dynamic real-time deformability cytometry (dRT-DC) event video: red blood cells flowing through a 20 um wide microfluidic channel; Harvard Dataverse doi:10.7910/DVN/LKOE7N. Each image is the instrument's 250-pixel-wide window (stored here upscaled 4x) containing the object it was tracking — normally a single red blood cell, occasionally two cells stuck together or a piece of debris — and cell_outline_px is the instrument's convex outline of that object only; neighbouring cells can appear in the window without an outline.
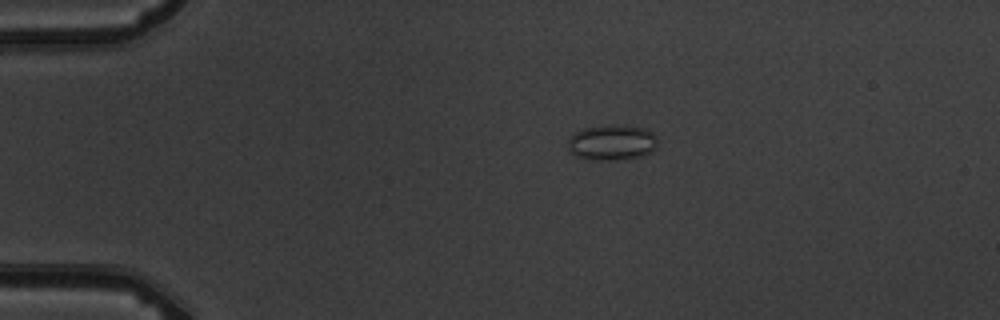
{"species": "common noctule bat (a hibernating species)", "species_latin": "Nyctalus noctula", "temperature_condition": "warm", "stored_images_in_passage": 5, "camera_frame_rate_fps": 3000, "um_per_image_px": 0.085, "animal": {"sex": "male", "body_mass_g": 19.5, "forearm_length_mm": 54.6}, "frame": {"image": 1, "passage_image": 5, "time_ms": 4.667, "image_size_px": [1000, 320], "cell_outline_px": [[656, 148], [652, 152], [640, 156], [616, 160], [588, 160], [576, 156], [568, 152], [568, 140], [576, 132], [584, 128], [612, 124], [616, 124], [644, 128], [652, 132], [656, 136]], "centroid_in_image_um": [52.0, 12.12], "position_along_channel_um": 33.0, "area_um2": 18.73}}